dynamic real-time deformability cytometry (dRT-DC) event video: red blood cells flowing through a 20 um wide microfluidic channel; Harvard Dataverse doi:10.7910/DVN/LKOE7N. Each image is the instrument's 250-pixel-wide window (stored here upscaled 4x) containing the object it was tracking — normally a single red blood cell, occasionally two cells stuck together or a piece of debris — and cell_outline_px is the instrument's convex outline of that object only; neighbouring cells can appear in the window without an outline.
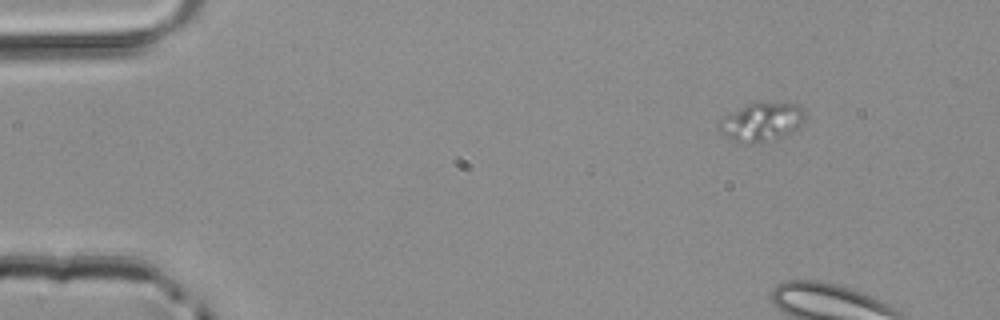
{"species": "common noctule bat (a hibernating species)", "species_latin": "Nyctalus noctula", "temperature_condition": "room temperature", "stored_images_in_passage": 5, "camera_frame_rate_fps": 3000, "um_per_image_px": 0.085, "animal": {"sex": "male", "body_mass_g": 20.4}, "frame": {"image": 1, "passage_image": 1, "time_ms": 0.0, "image_size_px": [1000, 320], "cell_outline_px": [[804, 120], [796, 128], [776, 140], [752, 144], [748, 144], [728, 140], [716, 128], [716, 124], [724, 116], [752, 100], [760, 100], [796, 104], [804, 112]], "centroid_in_image_um": [64.64, 10.35], "position_along_channel_um": 20.4, "area_um2": 20.11}}